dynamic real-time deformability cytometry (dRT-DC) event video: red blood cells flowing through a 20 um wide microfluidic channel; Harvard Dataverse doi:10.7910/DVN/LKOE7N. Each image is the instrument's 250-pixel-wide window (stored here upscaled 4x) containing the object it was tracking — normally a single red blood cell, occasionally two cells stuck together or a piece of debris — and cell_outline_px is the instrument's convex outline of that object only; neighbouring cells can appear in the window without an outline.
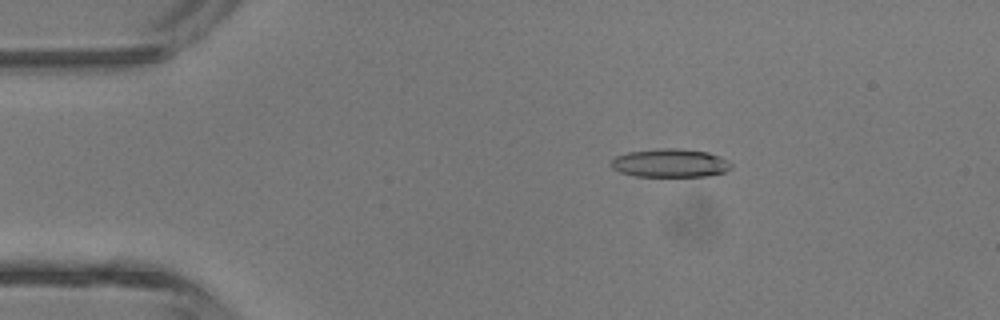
{"species": "common noctule bat (a hibernating species)", "species_latin": "Nyctalus noctula", "temperature_condition": "room temperature", "stored_images_in_passage": 4, "camera_frame_rate_fps": 3000, "um_per_image_px": 0.085, "animal": {"sex": "male", "body_mass_g": 13.3}, "frame": {"image": 1, "passage_image": 2, "time_ms": 1.333, "image_size_px": [1000, 320], "cell_outline_px": [[732, 168], [724, 172], [708, 176], [636, 176], [620, 172], [612, 168], [608, 164], [616, 156], [628, 152], [656, 148], [680, 148], [708, 152], [720, 156], [728, 160], [732, 164]], "centroid_in_image_um": [56.97, 13.85], "position_along_channel_um": 28.0, "area_um2": 20.11}}
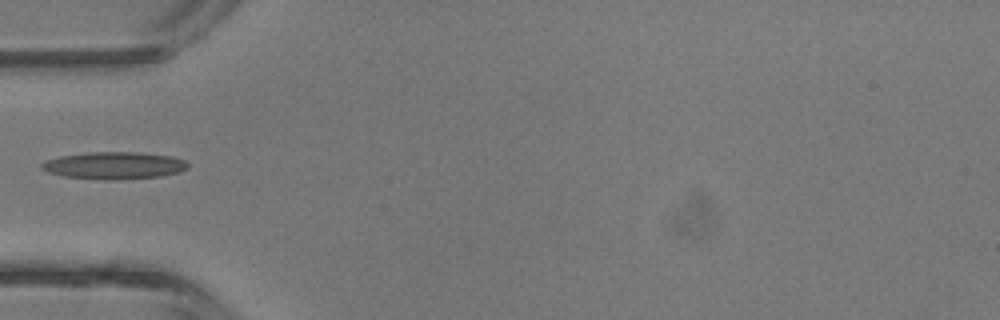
{"frame": {"image": 2, "passage_image": 4, "time_ms": 3.667, "image_size_px": [1000, 320], "cell_outline_px": [[188, 168], [180, 172], [160, 176], [116, 180], [104, 180], [64, 176], [48, 172], [40, 168], [40, 164], [44, 160], [60, 156], [92, 152], [136, 152], [168, 156], [184, 160], [188, 164]], "centroid_in_image_um": [9.66, 14.07], "position_along_channel_um": 75.3, "area_um2": 23.12}}